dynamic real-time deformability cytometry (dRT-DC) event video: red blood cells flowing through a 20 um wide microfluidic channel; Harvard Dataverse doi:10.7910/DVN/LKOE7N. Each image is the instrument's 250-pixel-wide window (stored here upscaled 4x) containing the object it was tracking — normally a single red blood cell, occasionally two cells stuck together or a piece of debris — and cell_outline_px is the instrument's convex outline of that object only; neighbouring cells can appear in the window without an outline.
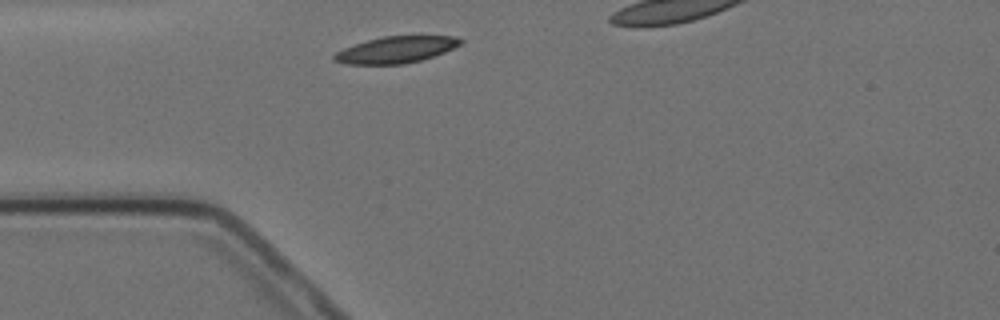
{"species": "Egyptian fruit bat (a non-hibernating species)", "species_latin": "Rousettus aegyptiacus", "temperature_condition": "cold", "stored_images_in_passage": 2, "camera_frame_rate_fps": 3000, "um_per_image_px": 0.085, "animal": {"sex": "female"}, "frame": {"image": 1, "passage_image": 1, "time_ms": 0.0, "image_size_px": [1000, 320], "cell_outline_px": [[464, 40], [460, 44], [444, 52], [420, 60], [404, 64], [344, 64], [332, 60], [332, 56], [336, 52], [344, 48], [368, 40], [384, 36], [452, 36]], "centroid_in_image_um": [33.62, 4.23], "position_along_channel_um": 51.4, "area_um2": 19.31}}